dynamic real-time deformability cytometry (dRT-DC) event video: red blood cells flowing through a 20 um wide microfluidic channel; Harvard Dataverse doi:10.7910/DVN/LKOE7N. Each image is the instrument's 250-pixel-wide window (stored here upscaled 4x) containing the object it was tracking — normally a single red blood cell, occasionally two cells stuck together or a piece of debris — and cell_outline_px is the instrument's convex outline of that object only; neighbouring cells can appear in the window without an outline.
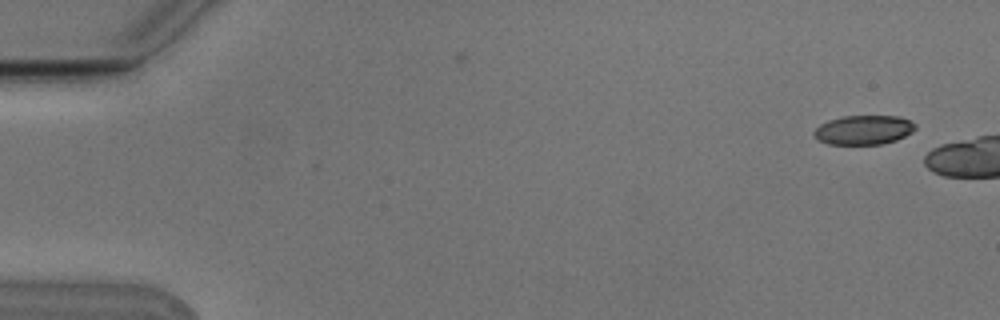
{"species": "Egyptian fruit bat (a non-hibernating species)", "species_latin": "Rousettus aegyptiacus", "temperature_condition": "cold", "stored_images_in_passage": 3, "camera_frame_rate_fps": 3000, "um_per_image_px": 0.085, "animal": {"sex": "male"}, "frame": {"image": 1, "passage_image": 1, "time_ms": 0.0, "image_size_px": [1000, 320], "cell_outline_px": [[916, 128], [912, 132], [896, 140], [884, 144], [828, 144], [820, 140], [812, 132], [820, 124], [828, 120], [844, 116], [900, 116], [916, 124]], "centroid_in_image_um": [73.43, 11.04], "position_along_channel_um": 11.6, "area_um2": 17.22}}